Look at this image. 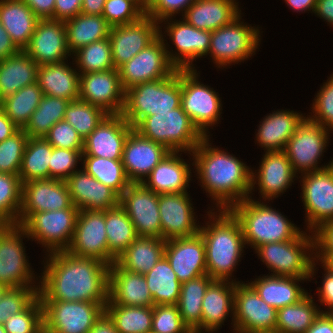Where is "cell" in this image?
I'll use <instances>...</instances> for the list:
<instances>
[{
  "instance_id": "d590c367",
  "label": "cell",
  "mask_w": 333,
  "mask_h": 333,
  "mask_svg": "<svg viewBox=\"0 0 333 333\" xmlns=\"http://www.w3.org/2000/svg\"><path fill=\"white\" fill-rule=\"evenodd\" d=\"M68 62L67 60L38 67L37 83L44 95L69 101L79 99L80 74L73 60L70 64Z\"/></svg>"
},
{
  "instance_id": "11e5206c",
  "label": "cell",
  "mask_w": 333,
  "mask_h": 333,
  "mask_svg": "<svg viewBox=\"0 0 333 333\" xmlns=\"http://www.w3.org/2000/svg\"><path fill=\"white\" fill-rule=\"evenodd\" d=\"M89 333H119L113 321L104 312L102 316L94 323L93 328Z\"/></svg>"
},
{
  "instance_id": "9c48e42d",
  "label": "cell",
  "mask_w": 333,
  "mask_h": 333,
  "mask_svg": "<svg viewBox=\"0 0 333 333\" xmlns=\"http://www.w3.org/2000/svg\"><path fill=\"white\" fill-rule=\"evenodd\" d=\"M23 240L29 238L22 225H0V284L7 288L40 286V273L32 268Z\"/></svg>"
},
{
  "instance_id": "f907efd6",
  "label": "cell",
  "mask_w": 333,
  "mask_h": 333,
  "mask_svg": "<svg viewBox=\"0 0 333 333\" xmlns=\"http://www.w3.org/2000/svg\"><path fill=\"white\" fill-rule=\"evenodd\" d=\"M71 60L80 75L115 69L108 37L78 49L72 54Z\"/></svg>"
},
{
  "instance_id": "b9f144b4",
  "label": "cell",
  "mask_w": 333,
  "mask_h": 333,
  "mask_svg": "<svg viewBox=\"0 0 333 333\" xmlns=\"http://www.w3.org/2000/svg\"><path fill=\"white\" fill-rule=\"evenodd\" d=\"M310 292L298 303L277 310V333H305L320 315V306Z\"/></svg>"
},
{
  "instance_id": "ac0fdd59",
  "label": "cell",
  "mask_w": 333,
  "mask_h": 333,
  "mask_svg": "<svg viewBox=\"0 0 333 333\" xmlns=\"http://www.w3.org/2000/svg\"><path fill=\"white\" fill-rule=\"evenodd\" d=\"M277 310L246 282L235 283L234 330L239 333L275 332Z\"/></svg>"
},
{
  "instance_id": "74e56055",
  "label": "cell",
  "mask_w": 333,
  "mask_h": 333,
  "mask_svg": "<svg viewBox=\"0 0 333 333\" xmlns=\"http://www.w3.org/2000/svg\"><path fill=\"white\" fill-rule=\"evenodd\" d=\"M37 63L24 51L0 60V102L37 82Z\"/></svg>"
},
{
  "instance_id": "a7ac6f4b",
  "label": "cell",
  "mask_w": 333,
  "mask_h": 333,
  "mask_svg": "<svg viewBox=\"0 0 333 333\" xmlns=\"http://www.w3.org/2000/svg\"><path fill=\"white\" fill-rule=\"evenodd\" d=\"M39 19H53L55 0H23Z\"/></svg>"
},
{
  "instance_id": "9f6ffc18",
  "label": "cell",
  "mask_w": 333,
  "mask_h": 333,
  "mask_svg": "<svg viewBox=\"0 0 333 333\" xmlns=\"http://www.w3.org/2000/svg\"><path fill=\"white\" fill-rule=\"evenodd\" d=\"M29 137L19 129L11 137L0 142V173L18 175Z\"/></svg>"
},
{
  "instance_id": "6da1fadb",
  "label": "cell",
  "mask_w": 333,
  "mask_h": 333,
  "mask_svg": "<svg viewBox=\"0 0 333 333\" xmlns=\"http://www.w3.org/2000/svg\"><path fill=\"white\" fill-rule=\"evenodd\" d=\"M43 257L38 291L40 301L108 302V264L68 251Z\"/></svg>"
},
{
  "instance_id": "484cf974",
  "label": "cell",
  "mask_w": 333,
  "mask_h": 333,
  "mask_svg": "<svg viewBox=\"0 0 333 333\" xmlns=\"http://www.w3.org/2000/svg\"><path fill=\"white\" fill-rule=\"evenodd\" d=\"M189 160L183 159V155ZM186 160V161H185ZM191 161V162H190ZM193 157L189 152L170 151L143 180L142 184L156 194L186 193L193 181Z\"/></svg>"
},
{
  "instance_id": "1f68e13d",
  "label": "cell",
  "mask_w": 333,
  "mask_h": 333,
  "mask_svg": "<svg viewBox=\"0 0 333 333\" xmlns=\"http://www.w3.org/2000/svg\"><path fill=\"white\" fill-rule=\"evenodd\" d=\"M73 204L79 210L105 211L120 204V196L82 167L66 180Z\"/></svg>"
},
{
  "instance_id": "09005b40",
  "label": "cell",
  "mask_w": 333,
  "mask_h": 333,
  "mask_svg": "<svg viewBox=\"0 0 333 333\" xmlns=\"http://www.w3.org/2000/svg\"><path fill=\"white\" fill-rule=\"evenodd\" d=\"M8 288L2 284H0V299Z\"/></svg>"
},
{
  "instance_id": "8992f818",
  "label": "cell",
  "mask_w": 333,
  "mask_h": 333,
  "mask_svg": "<svg viewBox=\"0 0 333 333\" xmlns=\"http://www.w3.org/2000/svg\"><path fill=\"white\" fill-rule=\"evenodd\" d=\"M242 14L212 32L208 58L219 70L244 63L260 51L263 28L245 22Z\"/></svg>"
},
{
  "instance_id": "e575fe53",
  "label": "cell",
  "mask_w": 333,
  "mask_h": 333,
  "mask_svg": "<svg viewBox=\"0 0 333 333\" xmlns=\"http://www.w3.org/2000/svg\"><path fill=\"white\" fill-rule=\"evenodd\" d=\"M239 3V0H196L181 18L197 29L213 32L242 13Z\"/></svg>"
},
{
  "instance_id": "b9fcfbb0",
  "label": "cell",
  "mask_w": 333,
  "mask_h": 333,
  "mask_svg": "<svg viewBox=\"0 0 333 333\" xmlns=\"http://www.w3.org/2000/svg\"><path fill=\"white\" fill-rule=\"evenodd\" d=\"M134 2L144 13H146L149 0H129Z\"/></svg>"
},
{
  "instance_id": "34e18365",
  "label": "cell",
  "mask_w": 333,
  "mask_h": 333,
  "mask_svg": "<svg viewBox=\"0 0 333 333\" xmlns=\"http://www.w3.org/2000/svg\"><path fill=\"white\" fill-rule=\"evenodd\" d=\"M287 7L296 13H314L317 0H284ZM309 11V12H308Z\"/></svg>"
},
{
  "instance_id": "44dd1931",
  "label": "cell",
  "mask_w": 333,
  "mask_h": 333,
  "mask_svg": "<svg viewBox=\"0 0 333 333\" xmlns=\"http://www.w3.org/2000/svg\"><path fill=\"white\" fill-rule=\"evenodd\" d=\"M67 251L75 256L100 260L109 266L113 263L108 258L105 211L79 210Z\"/></svg>"
},
{
  "instance_id": "003e7915",
  "label": "cell",
  "mask_w": 333,
  "mask_h": 333,
  "mask_svg": "<svg viewBox=\"0 0 333 333\" xmlns=\"http://www.w3.org/2000/svg\"><path fill=\"white\" fill-rule=\"evenodd\" d=\"M82 0H55L54 20L66 21L81 13Z\"/></svg>"
},
{
  "instance_id": "9a60e30c",
  "label": "cell",
  "mask_w": 333,
  "mask_h": 333,
  "mask_svg": "<svg viewBox=\"0 0 333 333\" xmlns=\"http://www.w3.org/2000/svg\"><path fill=\"white\" fill-rule=\"evenodd\" d=\"M298 177L305 211L304 229L313 232L321 224L333 221V165Z\"/></svg>"
},
{
  "instance_id": "6f0895ef",
  "label": "cell",
  "mask_w": 333,
  "mask_h": 333,
  "mask_svg": "<svg viewBox=\"0 0 333 333\" xmlns=\"http://www.w3.org/2000/svg\"><path fill=\"white\" fill-rule=\"evenodd\" d=\"M82 152L83 150H69L52 146L49 179L66 181L75 171L81 168Z\"/></svg>"
},
{
  "instance_id": "7bdbcfd3",
  "label": "cell",
  "mask_w": 333,
  "mask_h": 333,
  "mask_svg": "<svg viewBox=\"0 0 333 333\" xmlns=\"http://www.w3.org/2000/svg\"><path fill=\"white\" fill-rule=\"evenodd\" d=\"M144 277L153 297V306L177 305L182 283L165 256Z\"/></svg>"
},
{
  "instance_id": "5b68a950",
  "label": "cell",
  "mask_w": 333,
  "mask_h": 333,
  "mask_svg": "<svg viewBox=\"0 0 333 333\" xmlns=\"http://www.w3.org/2000/svg\"><path fill=\"white\" fill-rule=\"evenodd\" d=\"M181 69L170 77L145 82L126 90L123 118L134 128L143 118L181 106Z\"/></svg>"
},
{
  "instance_id": "8c879c8a",
  "label": "cell",
  "mask_w": 333,
  "mask_h": 333,
  "mask_svg": "<svg viewBox=\"0 0 333 333\" xmlns=\"http://www.w3.org/2000/svg\"><path fill=\"white\" fill-rule=\"evenodd\" d=\"M313 14L333 28V0H317Z\"/></svg>"
},
{
  "instance_id": "91938a15",
  "label": "cell",
  "mask_w": 333,
  "mask_h": 333,
  "mask_svg": "<svg viewBox=\"0 0 333 333\" xmlns=\"http://www.w3.org/2000/svg\"><path fill=\"white\" fill-rule=\"evenodd\" d=\"M155 333H192L183 323L177 305H154L152 329Z\"/></svg>"
},
{
  "instance_id": "d4e9b609",
  "label": "cell",
  "mask_w": 333,
  "mask_h": 333,
  "mask_svg": "<svg viewBox=\"0 0 333 333\" xmlns=\"http://www.w3.org/2000/svg\"><path fill=\"white\" fill-rule=\"evenodd\" d=\"M159 36V23L145 15L137 22L113 26L109 39L116 69L131 60Z\"/></svg>"
},
{
  "instance_id": "7a4b0ae2",
  "label": "cell",
  "mask_w": 333,
  "mask_h": 333,
  "mask_svg": "<svg viewBox=\"0 0 333 333\" xmlns=\"http://www.w3.org/2000/svg\"><path fill=\"white\" fill-rule=\"evenodd\" d=\"M210 138L205 137L191 152L194 177L205 191L203 193L211 198L209 209L229 210L234 204L249 198L252 169L243 159L223 147L214 146Z\"/></svg>"
},
{
  "instance_id": "3957f363",
  "label": "cell",
  "mask_w": 333,
  "mask_h": 333,
  "mask_svg": "<svg viewBox=\"0 0 333 333\" xmlns=\"http://www.w3.org/2000/svg\"><path fill=\"white\" fill-rule=\"evenodd\" d=\"M206 211L199 233L205 244L207 274L213 280L245 282L233 276L247 249L239 220L228 209Z\"/></svg>"
},
{
  "instance_id": "d6a6232c",
  "label": "cell",
  "mask_w": 333,
  "mask_h": 333,
  "mask_svg": "<svg viewBox=\"0 0 333 333\" xmlns=\"http://www.w3.org/2000/svg\"><path fill=\"white\" fill-rule=\"evenodd\" d=\"M235 282L213 280L208 286L202 302V332H218L230 317L234 330Z\"/></svg>"
},
{
  "instance_id": "94428289",
  "label": "cell",
  "mask_w": 333,
  "mask_h": 333,
  "mask_svg": "<svg viewBox=\"0 0 333 333\" xmlns=\"http://www.w3.org/2000/svg\"><path fill=\"white\" fill-rule=\"evenodd\" d=\"M145 13L129 0H106L102 17L113 27L137 22Z\"/></svg>"
},
{
  "instance_id": "d6986e66",
  "label": "cell",
  "mask_w": 333,
  "mask_h": 333,
  "mask_svg": "<svg viewBox=\"0 0 333 333\" xmlns=\"http://www.w3.org/2000/svg\"><path fill=\"white\" fill-rule=\"evenodd\" d=\"M189 192L159 194L163 240L190 237L199 233L201 223L197 219V211L195 212L196 208Z\"/></svg>"
},
{
  "instance_id": "4fadbf2b",
  "label": "cell",
  "mask_w": 333,
  "mask_h": 333,
  "mask_svg": "<svg viewBox=\"0 0 333 333\" xmlns=\"http://www.w3.org/2000/svg\"><path fill=\"white\" fill-rule=\"evenodd\" d=\"M79 209L69 207L56 211L33 213L22 226L30 241L44 247L43 254L67 251L69 248Z\"/></svg>"
},
{
  "instance_id": "f546056e",
  "label": "cell",
  "mask_w": 333,
  "mask_h": 333,
  "mask_svg": "<svg viewBox=\"0 0 333 333\" xmlns=\"http://www.w3.org/2000/svg\"><path fill=\"white\" fill-rule=\"evenodd\" d=\"M306 113L276 109L262 117L255 131V145L264 151H284L288 140L307 117Z\"/></svg>"
},
{
  "instance_id": "816d5d0a",
  "label": "cell",
  "mask_w": 333,
  "mask_h": 333,
  "mask_svg": "<svg viewBox=\"0 0 333 333\" xmlns=\"http://www.w3.org/2000/svg\"><path fill=\"white\" fill-rule=\"evenodd\" d=\"M108 114L100 107L77 99L66 107L64 120L67 121L84 140Z\"/></svg>"
},
{
  "instance_id": "2e32d148",
  "label": "cell",
  "mask_w": 333,
  "mask_h": 333,
  "mask_svg": "<svg viewBox=\"0 0 333 333\" xmlns=\"http://www.w3.org/2000/svg\"><path fill=\"white\" fill-rule=\"evenodd\" d=\"M262 156L257 170L254 167L251 170L250 196L259 191L257 200L273 203L275 198L285 194L295 184L298 175L284 151H263Z\"/></svg>"
},
{
  "instance_id": "4316f807",
  "label": "cell",
  "mask_w": 333,
  "mask_h": 333,
  "mask_svg": "<svg viewBox=\"0 0 333 333\" xmlns=\"http://www.w3.org/2000/svg\"><path fill=\"white\" fill-rule=\"evenodd\" d=\"M133 129L122 114H108L84 139L82 156L122 160L124 144Z\"/></svg>"
},
{
  "instance_id": "2a66077c",
  "label": "cell",
  "mask_w": 333,
  "mask_h": 333,
  "mask_svg": "<svg viewBox=\"0 0 333 333\" xmlns=\"http://www.w3.org/2000/svg\"><path fill=\"white\" fill-rule=\"evenodd\" d=\"M106 0H82L81 13L86 15H102Z\"/></svg>"
},
{
  "instance_id": "cb8c5ba5",
  "label": "cell",
  "mask_w": 333,
  "mask_h": 333,
  "mask_svg": "<svg viewBox=\"0 0 333 333\" xmlns=\"http://www.w3.org/2000/svg\"><path fill=\"white\" fill-rule=\"evenodd\" d=\"M24 51L38 66L70 61L65 21L40 19Z\"/></svg>"
},
{
  "instance_id": "89a4df30",
  "label": "cell",
  "mask_w": 333,
  "mask_h": 333,
  "mask_svg": "<svg viewBox=\"0 0 333 333\" xmlns=\"http://www.w3.org/2000/svg\"><path fill=\"white\" fill-rule=\"evenodd\" d=\"M305 333H333V313H320Z\"/></svg>"
},
{
  "instance_id": "db71d44e",
  "label": "cell",
  "mask_w": 333,
  "mask_h": 333,
  "mask_svg": "<svg viewBox=\"0 0 333 333\" xmlns=\"http://www.w3.org/2000/svg\"><path fill=\"white\" fill-rule=\"evenodd\" d=\"M3 325L7 333H44L43 307L39 296L22 312L11 315Z\"/></svg>"
},
{
  "instance_id": "be15d7a7",
  "label": "cell",
  "mask_w": 333,
  "mask_h": 333,
  "mask_svg": "<svg viewBox=\"0 0 333 333\" xmlns=\"http://www.w3.org/2000/svg\"><path fill=\"white\" fill-rule=\"evenodd\" d=\"M319 268L323 269L322 271H324V274L322 273L323 278L321 280V285L317 287L315 291L316 293H313V295L316 294L318 299H315V301H318L320 306H324L322 308L320 307L322 313H333V267L329 264L320 263L314 260L311 266L310 282L312 280H317L315 276L317 275Z\"/></svg>"
},
{
  "instance_id": "4dcf8cb0",
  "label": "cell",
  "mask_w": 333,
  "mask_h": 333,
  "mask_svg": "<svg viewBox=\"0 0 333 333\" xmlns=\"http://www.w3.org/2000/svg\"><path fill=\"white\" fill-rule=\"evenodd\" d=\"M106 305L153 306V297L144 275L128 271L116 262L112 263L109 267L108 302Z\"/></svg>"
},
{
  "instance_id": "11a10c76",
  "label": "cell",
  "mask_w": 333,
  "mask_h": 333,
  "mask_svg": "<svg viewBox=\"0 0 333 333\" xmlns=\"http://www.w3.org/2000/svg\"><path fill=\"white\" fill-rule=\"evenodd\" d=\"M322 84L310 104L311 112H308L306 116L312 122L333 133V72Z\"/></svg>"
},
{
  "instance_id": "6125c7cd",
  "label": "cell",
  "mask_w": 333,
  "mask_h": 333,
  "mask_svg": "<svg viewBox=\"0 0 333 333\" xmlns=\"http://www.w3.org/2000/svg\"><path fill=\"white\" fill-rule=\"evenodd\" d=\"M44 139L55 148L83 150L84 140L65 120L55 123Z\"/></svg>"
},
{
  "instance_id": "7c38bea8",
  "label": "cell",
  "mask_w": 333,
  "mask_h": 333,
  "mask_svg": "<svg viewBox=\"0 0 333 333\" xmlns=\"http://www.w3.org/2000/svg\"><path fill=\"white\" fill-rule=\"evenodd\" d=\"M332 132L309 120L307 117L297 127L288 140L286 153L293 171L299 176L304 173L322 170L333 165V157L329 162L321 164L329 147ZM323 157V158H322ZM321 164V165H320Z\"/></svg>"
},
{
  "instance_id": "5bb4252c",
  "label": "cell",
  "mask_w": 333,
  "mask_h": 333,
  "mask_svg": "<svg viewBox=\"0 0 333 333\" xmlns=\"http://www.w3.org/2000/svg\"><path fill=\"white\" fill-rule=\"evenodd\" d=\"M44 333H89L107 303L41 301Z\"/></svg>"
},
{
  "instance_id": "2644e50d",
  "label": "cell",
  "mask_w": 333,
  "mask_h": 333,
  "mask_svg": "<svg viewBox=\"0 0 333 333\" xmlns=\"http://www.w3.org/2000/svg\"><path fill=\"white\" fill-rule=\"evenodd\" d=\"M19 51L0 22V60L11 57Z\"/></svg>"
},
{
  "instance_id": "681fc988",
  "label": "cell",
  "mask_w": 333,
  "mask_h": 333,
  "mask_svg": "<svg viewBox=\"0 0 333 333\" xmlns=\"http://www.w3.org/2000/svg\"><path fill=\"white\" fill-rule=\"evenodd\" d=\"M105 313L119 333H148L152 329L153 306L105 305Z\"/></svg>"
},
{
  "instance_id": "f5cc1de1",
  "label": "cell",
  "mask_w": 333,
  "mask_h": 333,
  "mask_svg": "<svg viewBox=\"0 0 333 333\" xmlns=\"http://www.w3.org/2000/svg\"><path fill=\"white\" fill-rule=\"evenodd\" d=\"M22 204V182L19 175L0 173V225L18 224Z\"/></svg>"
},
{
  "instance_id": "979ff035",
  "label": "cell",
  "mask_w": 333,
  "mask_h": 333,
  "mask_svg": "<svg viewBox=\"0 0 333 333\" xmlns=\"http://www.w3.org/2000/svg\"><path fill=\"white\" fill-rule=\"evenodd\" d=\"M192 333H221V332H192ZM231 333H239V332L232 330Z\"/></svg>"
},
{
  "instance_id": "52a82bcc",
  "label": "cell",
  "mask_w": 333,
  "mask_h": 333,
  "mask_svg": "<svg viewBox=\"0 0 333 333\" xmlns=\"http://www.w3.org/2000/svg\"><path fill=\"white\" fill-rule=\"evenodd\" d=\"M253 251L268 268V275L310 279L315 260L312 232L303 230L295 239L264 244Z\"/></svg>"
},
{
  "instance_id": "30bf717a",
  "label": "cell",
  "mask_w": 333,
  "mask_h": 333,
  "mask_svg": "<svg viewBox=\"0 0 333 333\" xmlns=\"http://www.w3.org/2000/svg\"><path fill=\"white\" fill-rule=\"evenodd\" d=\"M197 68L181 69V107L198 130L205 137H211L209 130L221 122L222 97L213 87L200 81Z\"/></svg>"
},
{
  "instance_id": "8fae6325",
  "label": "cell",
  "mask_w": 333,
  "mask_h": 333,
  "mask_svg": "<svg viewBox=\"0 0 333 333\" xmlns=\"http://www.w3.org/2000/svg\"><path fill=\"white\" fill-rule=\"evenodd\" d=\"M211 35L212 32L197 29L181 17L159 23V36L164 41L169 61L177 69H195L194 61L208 57Z\"/></svg>"
},
{
  "instance_id": "836d02e7",
  "label": "cell",
  "mask_w": 333,
  "mask_h": 333,
  "mask_svg": "<svg viewBox=\"0 0 333 333\" xmlns=\"http://www.w3.org/2000/svg\"><path fill=\"white\" fill-rule=\"evenodd\" d=\"M261 275L255 276L257 278H253V280L250 279V282L249 280L246 282L268 305L276 310L298 303L309 293L300 283H309L310 279Z\"/></svg>"
},
{
  "instance_id": "f1b7e54d",
  "label": "cell",
  "mask_w": 333,
  "mask_h": 333,
  "mask_svg": "<svg viewBox=\"0 0 333 333\" xmlns=\"http://www.w3.org/2000/svg\"><path fill=\"white\" fill-rule=\"evenodd\" d=\"M170 152L165 146L132 130L124 144L122 164L131 183H142L153 168Z\"/></svg>"
},
{
  "instance_id": "f35d334b",
  "label": "cell",
  "mask_w": 333,
  "mask_h": 333,
  "mask_svg": "<svg viewBox=\"0 0 333 333\" xmlns=\"http://www.w3.org/2000/svg\"><path fill=\"white\" fill-rule=\"evenodd\" d=\"M165 243L157 237L138 236L115 262L128 271L144 275L164 256Z\"/></svg>"
},
{
  "instance_id": "ab89813d",
  "label": "cell",
  "mask_w": 333,
  "mask_h": 333,
  "mask_svg": "<svg viewBox=\"0 0 333 333\" xmlns=\"http://www.w3.org/2000/svg\"><path fill=\"white\" fill-rule=\"evenodd\" d=\"M67 47L71 54L90 43L109 37L112 26L102 15L78 14L65 21Z\"/></svg>"
},
{
  "instance_id": "67dfc351",
  "label": "cell",
  "mask_w": 333,
  "mask_h": 333,
  "mask_svg": "<svg viewBox=\"0 0 333 333\" xmlns=\"http://www.w3.org/2000/svg\"><path fill=\"white\" fill-rule=\"evenodd\" d=\"M329 265L333 267V260L329 263Z\"/></svg>"
},
{
  "instance_id": "277c9868",
  "label": "cell",
  "mask_w": 333,
  "mask_h": 333,
  "mask_svg": "<svg viewBox=\"0 0 333 333\" xmlns=\"http://www.w3.org/2000/svg\"><path fill=\"white\" fill-rule=\"evenodd\" d=\"M268 203L249 196L229 209L240 222L247 248L255 250L264 244L292 240L303 231Z\"/></svg>"
},
{
  "instance_id": "7402d4cb",
  "label": "cell",
  "mask_w": 333,
  "mask_h": 333,
  "mask_svg": "<svg viewBox=\"0 0 333 333\" xmlns=\"http://www.w3.org/2000/svg\"><path fill=\"white\" fill-rule=\"evenodd\" d=\"M76 207L66 181L58 179L35 180L22 183V204L18 224L22 225L33 213Z\"/></svg>"
},
{
  "instance_id": "83f0119b",
  "label": "cell",
  "mask_w": 333,
  "mask_h": 333,
  "mask_svg": "<svg viewBox=\"0 0 333 333\" xmlns=\"http://www.w3.org/2000/svg\"><path fill=\"white\" fill-rule=\"evenodd\" d=\"M164 256L181 283L207 274L205 244L200 233L166 240Z\"/></svg>"
},
{
  "instance_id": "e0dca14e",
  "label": "cell",
  "mask_w": 333,
  "mask_h": 333,
  "mask_svg": "<svg viewBox=\"0 0 333 333\" xmlns=\"http://www.w3.org/2000/svg\"><path fill=\"white\" fill-rule=\"evenodd\" d=\"M176 70L168 59L164 41L160 36L118 68L125 91L141 83L168 78Z\"/></svg>"
},
{
  "instance_id": "c3c4849f",
  "label": "cell",
  "mask_w": 333,
  "mask_h": 333,
  "mask_svg": "<svg viewBox=\"0 0 333 333\" xmlns=\"http://www.w3.org/2000/svg\"><path fill=\"white\" fill-rule=\"evenodd\" d=\"M44 94L38 83L27 85L0 102L6 116L20 129L29 122Z\"/></svg>"
},
{
  "instance_id": "f6af8a7d",
  "label": "cell",
  "mask_w": 333,
  "mask_h": 333,
  "mask_svg": "<svg viewBox=\"0 0 333 333\" xmlns=\"http://www.w3.org/2000/svg\"><path fill=\"white\" fill-rule=\"evenodd\" d=\"M51 154L52 145L44 138H29L18 174L21 182L49 179Z\"/></svg>"
},
{
  "instance_id": "7dc6e473",
  "label": "cell",
  "mask_w": 333,
  "mask_h": 333,
  "mask_svg": "<svg viewBox=\"0 0 333 333\" xmlns=\"http://www.w3.org/2000/svg\"><path fill=\"white\" fill-rule=\"evenodd\" d=\"M69 102L64 98L44 95L29 122L23 128L24 132L29 138H44L55 123L64 120Z\"/></svg>"
},
{
  "instance_id": "03108f58",
  "label": "cell",
  "mask_w": 333,
  "mask_h": 333,
  "mask_svg": "<svg viewBox=\"0 0 333 333\" xmlns=\"http://www.w3.org/2000/svg\"><path fill=\"white\" fill-rule=\"evenodd\" d=\"M315 260L329 264L333 260V221L321 224L313 232Z\"/></svg>"
},
{
  "instance_id": "60d3db41",
  "label": "cell",
  "mask_w": 333,
  "mask_h": 333,
  "mask_svg": "<svg viewBox=\"0 0 333 333\" xmlns=\"http://www.w3.org/2000/svg\"><path fill=\"white\" fill-rule=\"evenodd\" d=\"M213 279L205 274L182 283L177 303L183 323L191 332H202V302Z\"/></svg>"
},
{
  "instance_id": "ba28073f",
  "label": "cell",
  "mask_w": 333,
  "mask_h": 333,
  "mask_svg": "<svg viewBox=\"0 0 333 333\" xmlns=\"http://www.w3.org/2000/svg\"><path fill=\"white\" fill-rule=\"evenodd\" d=\"M134 130L170 151L191 153L205 138L181 106L143 118Z\"/></svg>"
},
{
  "instance_id": "603a6c76",
  "label": "cell",
  "mask_w": 333,
  "mask_h": 333,
  "mask_svg": "<svg viewBox=\"0 0 333 333\" xmlns=\"http://www.w3.org/2000/svg\"><path fill=\"white\" fill-rule=\"evenodd\" d=\"M125 93L116 68L80 75L79 99L102 108L107 114H122Z\"/></svg>"
},
{
  "instance_id": "753ad0ef",
  "label": "cell",
  "mask_w": 333,
  "mask_h": 333,
  "mask_svg": "<svg viewBox=\"0 0 333 333\" xmlns=\"http://www.w3.org/2000/svg\"><path fill=\"white\" fill-rule=\"evenodd\" d=\"M19 129L20 128L6 116L4 110L0 107V142L11 137Z\"/></svg>"
},
{
  "instance_id": "680465c9",
  "label": "cell",
  "mask_w": 333,
  "mask_h": 333,
  "mask_svg": "<svg viewBox=\"0 0 333 333\" xmlns=\"http://www.w3.org/2000/svg\"><path fill=\"white\" fill-rule=\"evenodd\" d=\"M39 287L8 288L0 299V325L22 312L37 296Z\"/></svg>"
},
{
  "instance_id": "8d00e7d4",
  "label": "cell",
  "mask_w": 333,
  "mask_h": 333,
  "mask_svg": "<svg viewBox=\"0 0 333 333\" xmlns=\"http://www.w3.org/2000/svg\"><path fill=\"white\" fill-rule=\"evenodd\" d=\"M39 20L23 0H0V22L20 51L28 46Z\"/></svg>"
},
{
  "instance_id": "e7e4bbea",
  "label": "cell",
  "mask_w": 333,
  "mask_h": 333,
  "mask_svg": "<svg viewBox=\"0 0 333 333\" xmlns=\"http://www.w3.org/2000/svg\"><path fill=\"white\" fill-rule=\"evenodd\" d=\"M195 1L196 0H149L145 15L149 16L157 23H160L168 18L183 16L189 6Z\"/></svg>"
},
{
  "instance_id": "ffe728a7",
  "label": "cell",
  "mask_w": 333,
  "mask_h": 333,
  "mask_svg": "<svg viewBox=\"0 0 333 333\" xmlns=\"http://www.w3.org/2000/svg\"><path fill=\"white\" fill-rule=\"evenodd\" d=\"M158 201L159 195L142 183H132L121 194L120 205L133 223L137 236L162 239Z\"/></svg>"
},
{
  "instance_id": "ee69618b",
  "label": "cell",
  "mask_w": 333,
  "mask_h": 333,
  "mask_svg": "<svg viewBox=\"0 0 333 333\" xmlns=\"http://www.w3.org/2000/svg\"><path fill=\"white\" fill-rule=\"evenodd\" d=\"M105 228L108 258L114 263L138 236L133 223L120 204L105 210Z\"/></svg>"
},
{
  "instance_id": "deb4b68c",
  "label": "cell",
  "mask_w": 333,
  "mask_h": 333,
  "mask_svg": "<svg viewBox=\"0 0 333 333\" xmlns=\"http://www.w3.org/2000/svg\"><path fill=\"white\" fill-rule=\"evenodd\" d=\"M0 333H7L5 331L4 325H0Z\"/></svg>"
},
{
  "instance_id": "bcb514c9",
  "label": "cell",
  "mask_w": 333,
  "mask_h": 333,
  "mask_svg": "<svg viewBox=\"0 0 333 333\" xmlns=\"http://www.w3.org/2000/svg\"><path fill=\"white\" fill-rule=\"evenodd\" d=\"M81 167L119 196L132 184L126 175L122 160L82 156Z\"/></svg>"
}]
</instances>
